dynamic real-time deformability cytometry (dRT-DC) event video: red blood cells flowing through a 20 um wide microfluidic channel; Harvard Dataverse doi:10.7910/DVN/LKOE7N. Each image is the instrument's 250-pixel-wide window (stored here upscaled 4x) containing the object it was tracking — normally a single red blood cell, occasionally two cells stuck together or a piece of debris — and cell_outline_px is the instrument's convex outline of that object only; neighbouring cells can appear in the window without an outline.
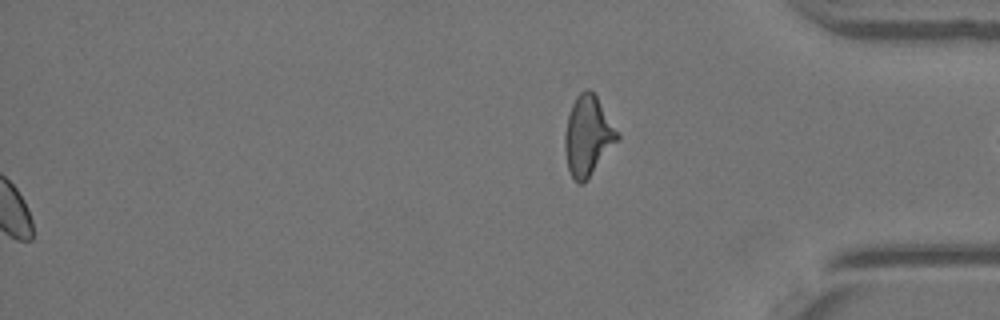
{"species": "Egyptian fruit bat (a non-hibernating species)", "species_latin": "Rousettus aegyptiacus", "temperature_condition": "warm", "stored_images_in_passage": 35, "segment_of_instrument_passage": [2, 2], "camera_frame_rate_fps": 3000, "um_per_image_px": 0.085, "animal": {"sex": "female"}, "frame": {"image": 1, "passage_image": 35, "time_ms": 11.333, "image_size_px": [1000, 320], "cell_outline_px": [[620, 136], [584, 184], [576, 184], [568, 168], [564, 152], [564, 132], [568, 116], [572, 104], [576, 96], [580, 92], [588, 88], [596, 96], [620, 132]], "centroid_in_image_um": [49.95, 11.55], "position_along_channel_um": 385.2, "area_um2": 24.39}}